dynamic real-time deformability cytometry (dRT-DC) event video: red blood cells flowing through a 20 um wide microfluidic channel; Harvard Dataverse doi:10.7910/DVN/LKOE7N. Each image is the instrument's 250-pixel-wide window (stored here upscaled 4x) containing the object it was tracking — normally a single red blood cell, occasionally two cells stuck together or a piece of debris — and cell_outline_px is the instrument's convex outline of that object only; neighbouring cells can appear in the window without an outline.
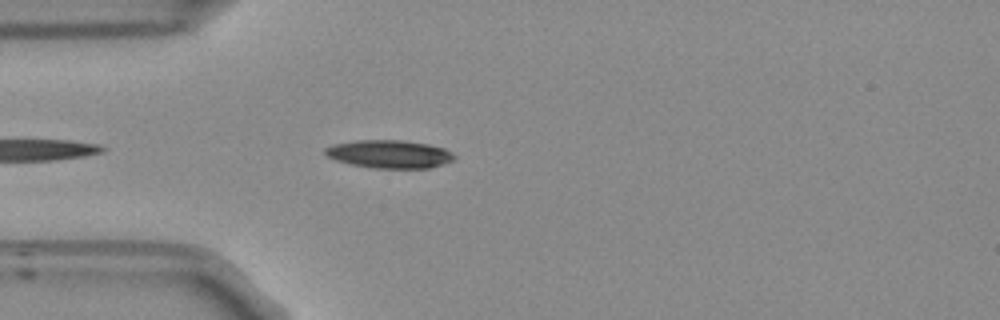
{"species": "Egyptian fruit bat (a non-hibernating species)", "species_latin": "Rousettus aegyptiacus", "temperature_condition": "room temperature", "stored_images_in_passage": 14, "camera_frame_rate_fps": 3000, "um_per_image_px": 0.085, "frame": {"image": 1, "passage_image": 3, "time_ms": 0.667, "image_size_px": [1000, 320], "cell_outline_px": [[456, 156], [452, 160], [428, 168], [372, 168], [352, 164], [336, 160], [328, 156], [324, 152], [324, 148], [332, 144], [356, 140], [400, 140], [428, 144], [444, 148], [452, 152]], "centroid_in_image_um": [33.07, 13.09], "position_along_channel_um": 51.9, "area_um2": 20.98}}